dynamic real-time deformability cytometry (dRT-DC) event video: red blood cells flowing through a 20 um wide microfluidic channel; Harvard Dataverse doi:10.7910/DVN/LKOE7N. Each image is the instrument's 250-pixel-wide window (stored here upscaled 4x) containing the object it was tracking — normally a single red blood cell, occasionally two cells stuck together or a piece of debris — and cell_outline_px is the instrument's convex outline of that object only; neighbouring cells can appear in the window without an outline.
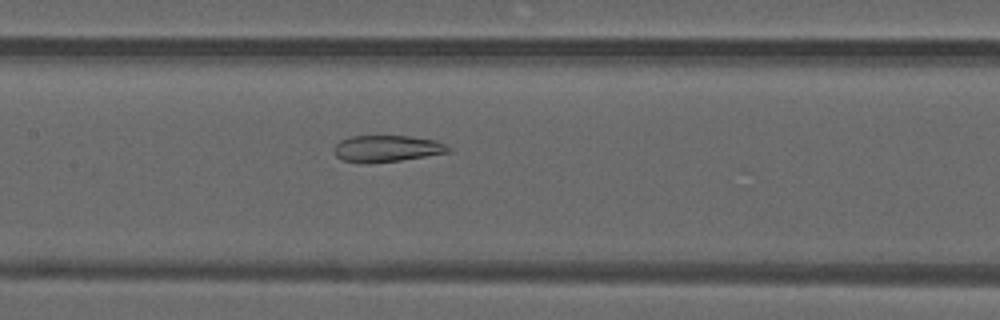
{"species": "common noctule bat (a hibernating species)", "species_latin": "Nyctalus noctula", "temperature_condition": "warm", "stored_images_in_passage": 39, "camera_frame_rate_fps": 3000, "um_per_image_px": 0.085, "animal": {"sex": "male", "forearm_length_mm": 52.5}, "frame": {"image": 1, "passage_image": 14, "time_ms": 4.333, "image_size_px": [1000, 320], "cell_outline_px": [[452, 152], [400, 160], [344, 160], [336, 156], [332, 148], [340, 140], [352, 136], [412, 136], [436, 140], [452, 148]], "centroid_in_image_um": [32.96, 12.58], "position_along_channel_um": 174.4, "area_um2": 17.05}}
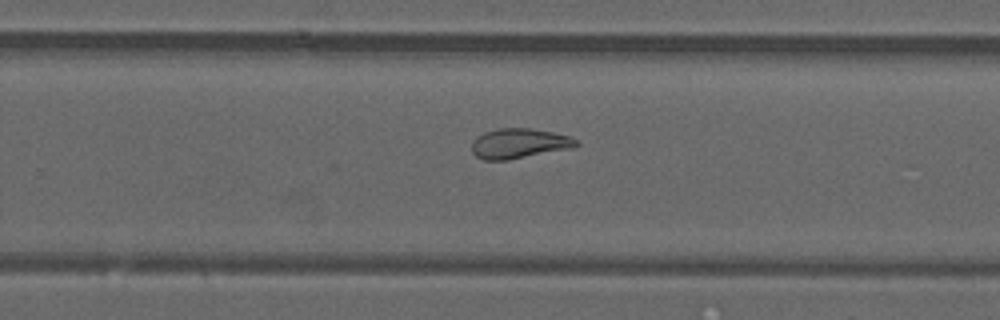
{"frame": {"image": 2, "passage_image": 22, "time_ms": 7.0, "image_size_px": [1000, 320], "cell_outline_px": [[580, 144], [572, 148], [508, 160], [484, 160], [476, 156], [472, 152], [472, 144], [476, 136], [484, 132], [500, 128], [532, 128], [552, 132], [568, 136], [576, 140]], "centroid_in_image_um": [44.11, 12.19], "position_along_channel_um": 285.7, "area_um2": 18.21}}
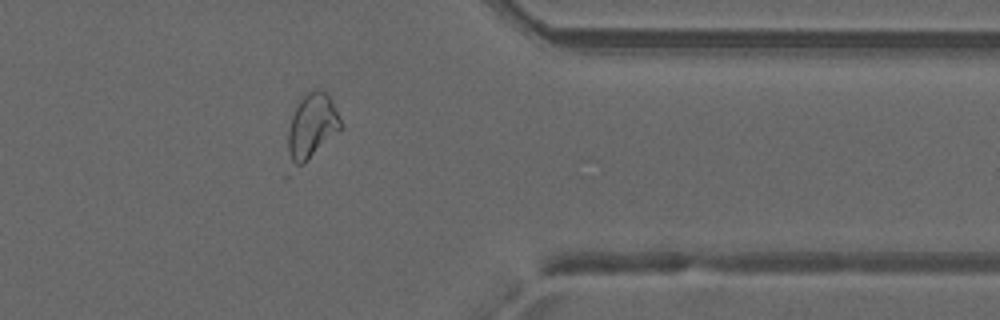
{"frame": {"image": 3, "passage_image": 30, "time_ms": 9.667, "image_size_px": [1000, 320], "cell_outline_px": [[344, 128], [340, 132], [304, 164], [284, 180], [284, 176], [288, 132], [292, 116], [300, 96], [312, 88], [320, 88], [332, 100], [344, 124]], "centroid_in_image_um": [26.42, 10.92], "position_along_channel_um": 385.0, "area_um2": 22.02}, "authors_computed_cell_mechanics": {"area_um2": 21.3282, "velocity_mm_per_s": 4.1843, "shape_relaxation_time_tau1_ms": null, "shape_relaxation_time_tau2_ms": 1.6368, "deformation_change_tau1": null, "deformation_change_tau2": 0.0851}}